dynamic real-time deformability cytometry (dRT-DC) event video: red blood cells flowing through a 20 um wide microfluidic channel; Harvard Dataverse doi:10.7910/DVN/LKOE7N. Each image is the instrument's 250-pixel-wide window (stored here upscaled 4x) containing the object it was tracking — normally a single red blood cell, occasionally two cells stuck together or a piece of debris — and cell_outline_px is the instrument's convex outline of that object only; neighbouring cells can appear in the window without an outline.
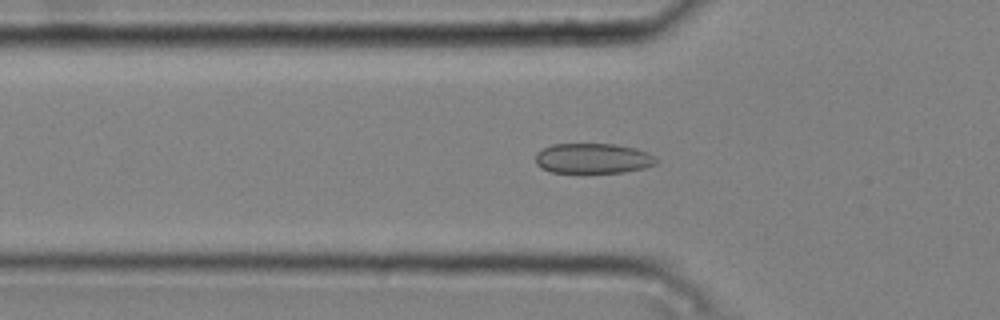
{"species": "common noctule bat (a hibernating species)", "species_latin": "Nyctalus noctula", "temperature_condition": "cold", "stored_images_in_passage": 44, "camera_frame_rate_fps": 3000, "um_per_image_px": 0.085, "animal": {"sex": "male", "body_mass_g": 20.4}, "frame": {"image": 1, "passage_image": 11, "time_ms": 3.333, "image_size_px": [1000, 320], "cell_outline_px": [[660, 160], [656, 164], [644, 168], [624, 172], [552, 172], [540, 168], [536, 164], [536, 152], [552, 144], [612, 144], [636, 148], [648, 152], [656, 156]], "centroid_in_image_um": [50.43, 13.46], "position_along_channel_um": 75.4, "area_um2": 21.33}}
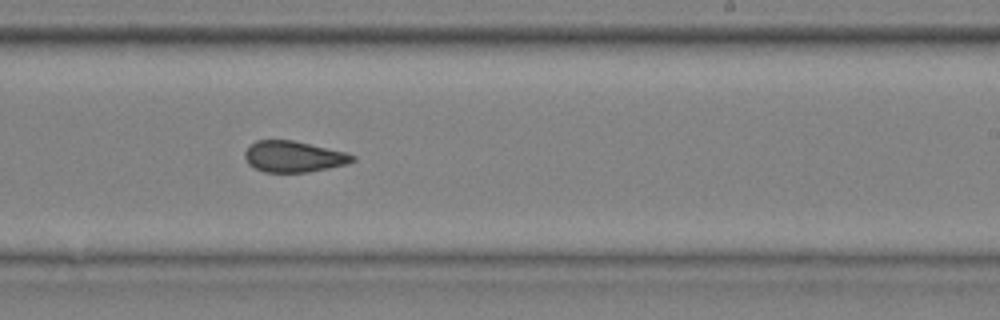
{"frame": {"image": 2, "passage_image": 26, "time_ms": 8.333, "image_size_px": [1000, 320], "cell_outline_px": [[356, 160], [348, 164], [308, 172], [264, 172], [248, 164], [244, 156], [244, 152], [256, 140], [292, 140], [344, 152], [356, 156]], "centroid_in_image_um": [24.96, 13.32], "position_along_channel_um": 264.0, "area_um2": 19.36}}
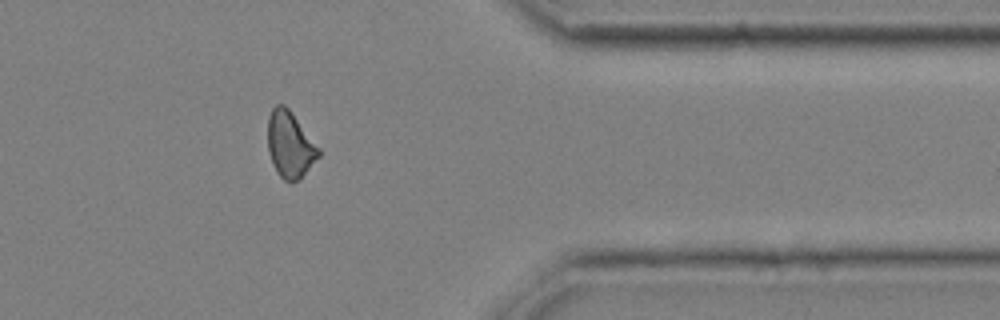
{"frame": {"image": 3, "passage_image": 37, "time_ms": 12.0, "image_size_px": [1000, 320], "cell_outline_px": [[320, 156], [300, 180], [292, 184], [284, 180], [276, 172], [268, 152], [268, 116], [272, 108], [276, 104], [284, 104], [292, 112], [320, 148]], "centroid_in_image_um": [24.65, 12.32], "position_along_channel_um": 386.7, "area_um2": 20.0}, "authors_computed_cell_mechanics": {"area_um2": 20.0855, "velocity_mm_per_s": 3.7791, "shape_relaxation_time_tau1_ms": 6.645, "shape_relaxation_time_tau2_ms": 1.6851, "deformation_change_tau1": 0.1093, "deformation_change_tau2": 0.0708}}